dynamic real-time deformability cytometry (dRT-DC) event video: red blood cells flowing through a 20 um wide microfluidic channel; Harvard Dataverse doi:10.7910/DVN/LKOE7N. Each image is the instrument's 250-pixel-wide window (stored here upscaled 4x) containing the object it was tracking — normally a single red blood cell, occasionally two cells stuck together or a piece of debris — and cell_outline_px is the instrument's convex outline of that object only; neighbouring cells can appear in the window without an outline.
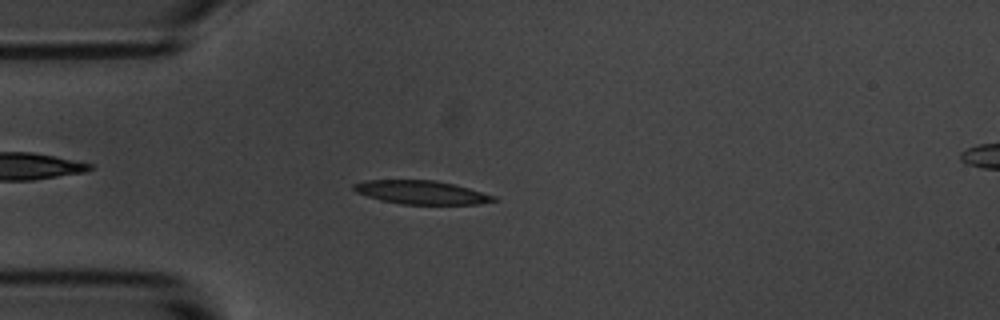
{"species": "common noctule bat (a hibernating species)", "species_latin": "Nyctalus noctula", "temperature_condition": "room temperature", "stored_images_in_passage": 5, "camera_frame_rate_fps": 3000, "um_per_image_px": 0.085, "animal": {"sex": "male", "body_mass_g": 20.1, "forearm_length_mm": 53.5}, "frame": {"image": 1, "passage_image": 4, "time_ms": 3.333, "image_size_px": [1000, 320], "cell_outline_px": [[500, 200], [476, 204], [400, 204], [380, 200], [356, 192], [352, 188], [352, 184], [364, 180], [436, 180], [456, 184], [496, 196]], "centroid_in_image_um": [35.83, 16.34], "position_along_channel_um": 49.2, "area_um2": 19.36}}